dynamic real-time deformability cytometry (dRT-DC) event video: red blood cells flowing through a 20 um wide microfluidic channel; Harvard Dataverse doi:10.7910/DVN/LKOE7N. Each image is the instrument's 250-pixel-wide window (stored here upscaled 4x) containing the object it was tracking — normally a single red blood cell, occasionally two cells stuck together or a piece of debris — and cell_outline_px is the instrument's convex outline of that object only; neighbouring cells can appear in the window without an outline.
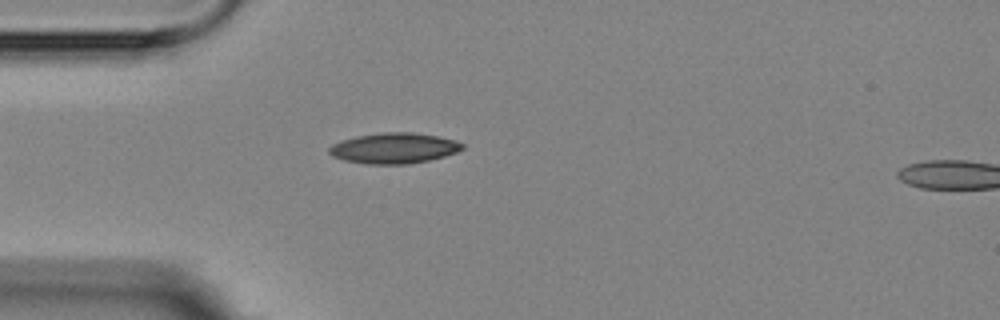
{"species": "Egyptian fruit bat (a non-hibernating species)", "species_latin": "Rousettus aegyptiacus", "temperature_condition": "room temperature", "stored_images_in_passage": 5, "camera_frame_rate_fps": 3000, "um_per_image_px": 0.085, "animal": {"sex": "female"}, "frame": {"image": 1, "passage_image": 5, "time_ms": 4.667, "image_size_px": [1000, 320], "cell_outline_px": [[464, 148], [456, 152], [444, 156], [428, 160], [408, 164], [368, 164], [344, 160], [332, 156], [328, 152], [328, 148], [332, 144], [340, 140], [356, 136], [384, 132], [412, 132], [436, 136], [456, 140], [464, 144]], "centroid_in_image_um": [33.46, 12.59], "position_along_channel_um": 51.5, "area_um2": 23.76}}